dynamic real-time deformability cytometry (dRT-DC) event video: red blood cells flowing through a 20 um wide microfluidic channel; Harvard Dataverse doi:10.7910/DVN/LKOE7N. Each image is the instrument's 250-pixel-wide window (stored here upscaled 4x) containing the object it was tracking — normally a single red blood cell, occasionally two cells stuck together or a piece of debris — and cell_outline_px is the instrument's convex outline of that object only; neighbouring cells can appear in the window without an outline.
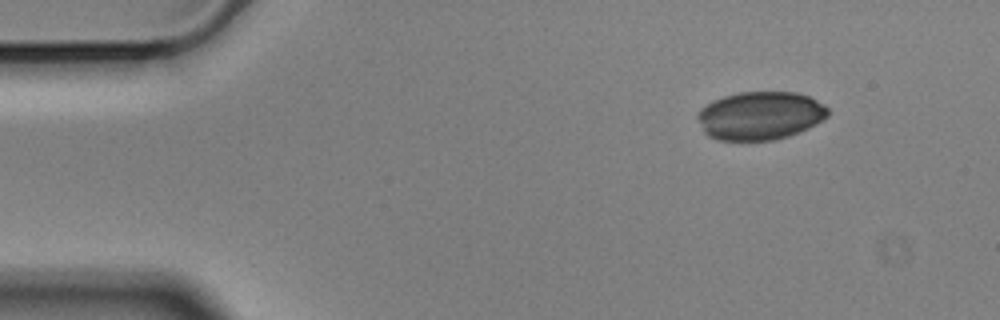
{"species": "Egyptian fruit bat (a non-hibernating species)", "species_latin": "Rousettus aegyptiacus", "temperature_condition": "cold", "stored_images_in_passage": 51, "camera_frame_rate_fps": 3000, "um_per_image_px": 0.085, "animal": {"sex": "male"}, "frame": {"image": 1, "passage_image": 1, "time_ms": 0.0, "image_size_px": [1000, 320], "cell_outline_px": [[828, 116], [824, 120], [808, 128], [788, 136], [772, 140], [720, 140], [708, 136], [704, 132], [696, 116], [700, 108], [712, 100], [724, 96], [740, 92], [796, 92], [808, 96], [824, 104], [828, 108]], "centroid_in_image_um": [64.6, 9.82], "position_along_channel_um": 20.4, "area_um2": 36.76}}
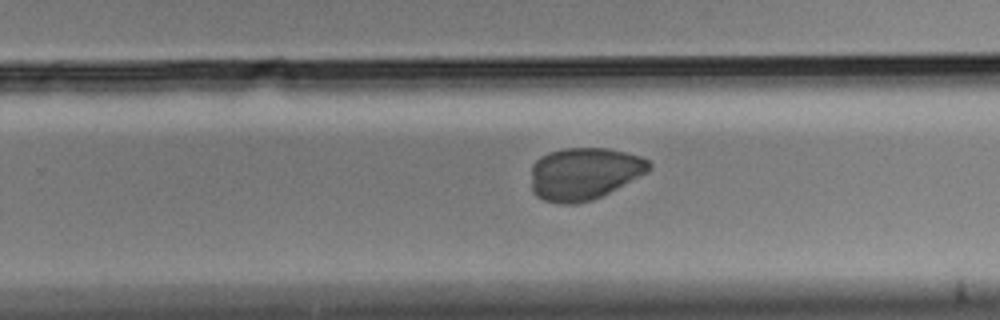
{"frame": {"image": 2, "passage_image": 30, "time_ms": 9.667, "image_size_px": [1000, 320], "cell_outline_px": [[652, 168], [648, 172], [592, 200], [576, 204], [556, 204], [544, 200], [536, 196], [532, 192], [532, 164], [540, 156], [548, 152], [564, 148], [608, 148], [640, 156], [648, 160], [652, 164]], "centroid_in_image_um": [49.63, 14.76], "position_along_channel_um": 280.2, "area_um2": 36.07}}
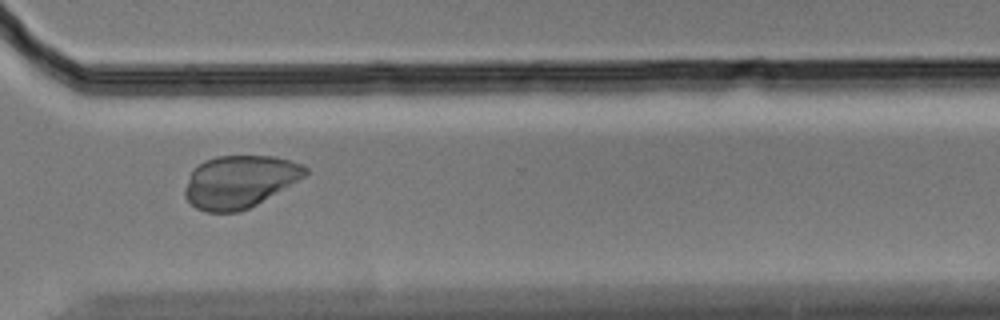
{"frame": {"image": 3, "passage_image": 36, "time_ms": 11.667, "image_size_px": [1000, 320], "cell_outline_px": [[308, 172], [304, 176], [256, 204], [240, 212], [204, 212], [196, 208], [184, 196], [184, 188], [192, 168], [204, 160], [216, 156], [276, 156], [304, 164], [308, 168]], "centroid_in_image_um": [20.33, 15.42], "position_along_channel_um": 350.3, "area_um2": 36.76}}